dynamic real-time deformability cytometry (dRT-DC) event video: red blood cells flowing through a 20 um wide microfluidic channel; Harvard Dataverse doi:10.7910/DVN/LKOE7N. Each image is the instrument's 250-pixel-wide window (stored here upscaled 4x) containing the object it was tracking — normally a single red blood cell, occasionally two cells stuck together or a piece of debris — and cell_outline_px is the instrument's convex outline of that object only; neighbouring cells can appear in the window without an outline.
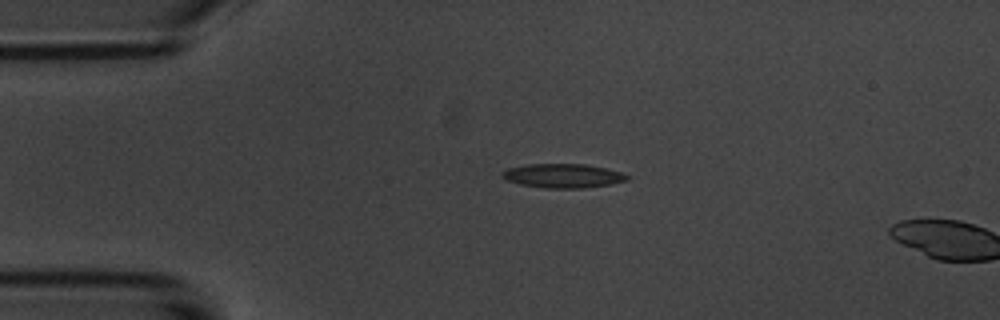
{"species": "common noctule bat (a hibernating species)", "species_latin": "Nyctalus noctula", "temperature_condition": "room temperature", "stored_images_in_passage": 3, "camera_frame_rate_fps": 3000, "um_per_image_px": 0.085, "animal": {"sex": "male", "body_mass_g": 20.1, "forearm_length_mm": 53.5}, "frame": {"image": 1, "passage_image": 2, "time_ms": 1.333, "image_size_px": [1000, 320], "cell_outline_px": [[628, 180], [612, 184], [584, 188], [544, 188], [520, 184], [504, 180], [500, 176], [500, 172], [508, 168], [528, 164], [584, 164], [604, 168], [620, 172], [628, 176]], "centroid_in_image_um": [47.79, 14.95], "position_along_channel_um": 37.2, "area_um2": 17.57}}